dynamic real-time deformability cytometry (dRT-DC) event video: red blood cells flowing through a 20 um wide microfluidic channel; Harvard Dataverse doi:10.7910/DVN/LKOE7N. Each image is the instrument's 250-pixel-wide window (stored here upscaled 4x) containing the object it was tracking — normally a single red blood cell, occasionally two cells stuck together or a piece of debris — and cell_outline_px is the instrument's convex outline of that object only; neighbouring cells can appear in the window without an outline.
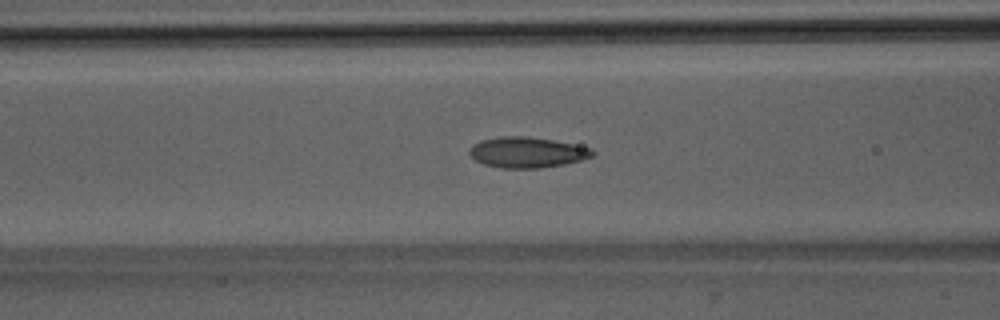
{"species": "Egyptian fruit bat (a non-hibernating species)", "species_latin": "Rousettus aegyptiacus", "temperature_condition": "room temperature", "stored_images_in_passage": 50, "camera_frame_rate_fps": 3000, "um_per_image_px": 0.085, "animal": {"sex": "male"}, "frame": {"image": 1, "passage_image": 20, "time_ms": 6.333, "image_size_px": [1000, 320], "cell_outline_px": [[596, 152], [592, 156], [580, 160], [564, 164], [540, 168], [500, 168], [484, 164], [476, 160], [468, 152], [472, 144], [480, 140], [500, 136], [524, 136], [552, 140], [592, 148]], "centroid_in_image_um": [44.78, 12.95], "position_along_channel_um": 121.8, "area_um2": 21.91}}
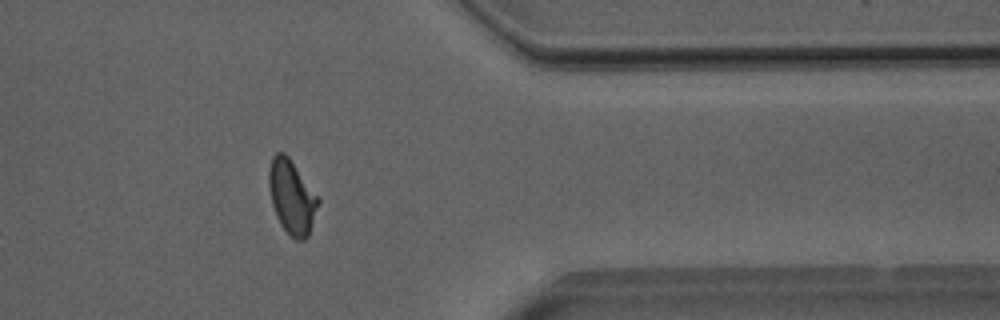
{"frame": {"image": 2, "passage_image": 41, "time_ms": 13.333, "image_size_px": [1000, 320], "cell_outline_px": [[320, 200], [308, 236], [304, 240], [296, 240], [280, 224], [276, 216], [272, 204], [268, 184], [268, 172], [272, 156], [276, 152], [284, 152], [288, 156]], "centroid_in_image_um": [24.78, 16.73], "position_along_channel_um": 386.6, "area_um2": 20.92}}
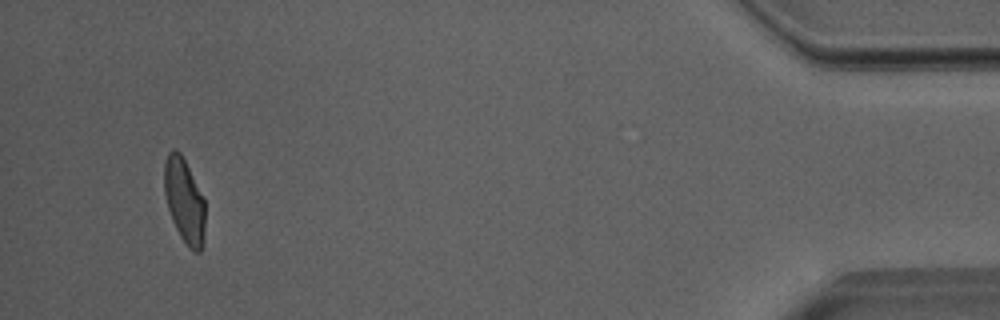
{"frame": {"image": 3, "passage_image": 48, "time_ms": 15.667, "image_size_px": [1000, 320], "cell_outline_px": [[204, 236], [200, 252], [196, 252], [188, 248], [180, 236], [172, 220], [168, 208], [164, 192], [164, 164], [168, 152], [172, 148], [176, 148], [180, 152], [204, 200]], "centroid_in_image_um": [15.64, 17.06], "position_along_channel_um": 419.6, "area_um2": 19.88}, "authors_computed_cell_mechanics": {"area_um2": 21.0392, "velocity_mm_per_s": 3.9942, "shape_relaxation_time_tau1_ms": 5.4769, "shape_relaxation_time_tau2_ms": 1.6289, "deformation_change_tau1": 0.1691, "deformation_change_tau2": 0.0674}}